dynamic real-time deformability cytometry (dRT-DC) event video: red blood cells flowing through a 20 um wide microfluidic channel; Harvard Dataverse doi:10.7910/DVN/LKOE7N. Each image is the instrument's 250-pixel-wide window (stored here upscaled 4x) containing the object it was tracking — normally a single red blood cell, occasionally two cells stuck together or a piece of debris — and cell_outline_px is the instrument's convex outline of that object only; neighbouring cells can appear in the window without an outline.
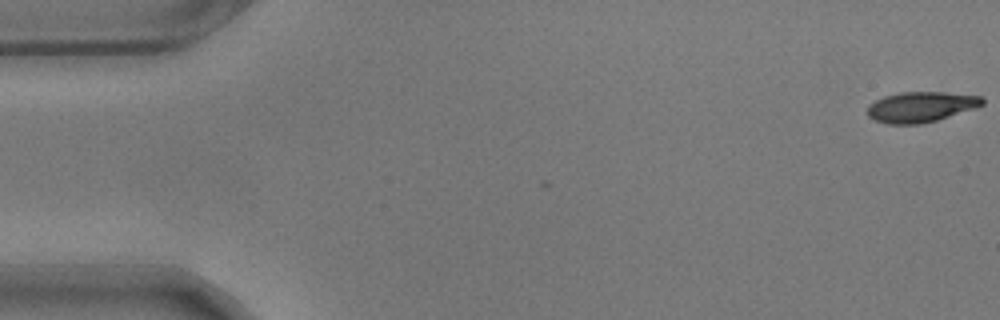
{"species": "common noctule bat (a hibernating species)", "species_latin": "Nyctalus noctula", "temperature_condition": "warm", "stored_images_in_passage": 3, "camera_frame_rate_fps": 3000, "um_per_image_px": 0.085, "animal": {"sex": "male", "body_mass_g": 17.9}, "frame": {"image": 1, "passage_image": 1, "time_ms": 0.0, "image_size_px": [1000, 320], "cell_outline_px": [[984, 104], [976, 108], [936, 120], [920, 124], [888, 124], [876, 120], [868, 116], [868, 104], [884, 96], [900, 92], [944, 92], [980, 96], [984, 100]], "centroid_in_image_um": [78.27, 9.08], "position_along_channel_um": 6.7, "area_um2": 20.29}}